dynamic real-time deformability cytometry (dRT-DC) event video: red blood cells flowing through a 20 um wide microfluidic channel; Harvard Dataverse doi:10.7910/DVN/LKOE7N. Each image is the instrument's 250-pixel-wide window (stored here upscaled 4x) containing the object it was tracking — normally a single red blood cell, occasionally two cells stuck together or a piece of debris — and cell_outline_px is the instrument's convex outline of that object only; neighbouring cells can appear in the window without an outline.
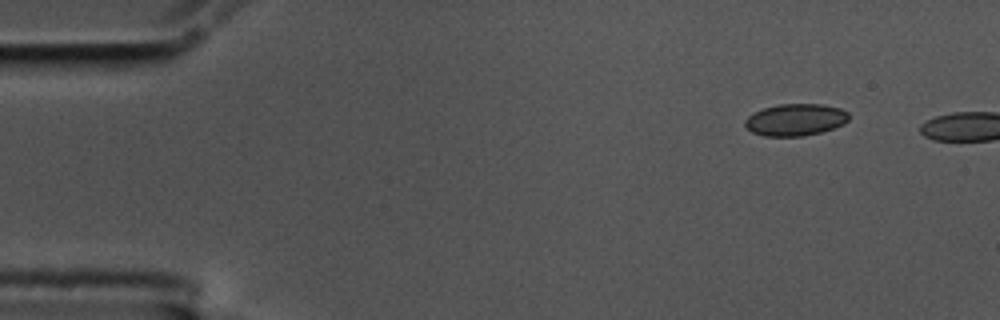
{"species": "common noctule bat (a hibernating species)", "species_latin": "Nyctalus noctula", "temperature_condition": "cold", "stored_images_in_passage": 4, "camera_frame_rate_fps": 3000, "um_per_image_px": 0.085, "animal": {"sex": "male", "body_mass_g": 17.5, "forearm_length_mm": 52.3}, "frame": {"image": 1, "passage_image": 1, "time_ms": 0.0, "image_size_px": [1000, 320], "cell_outline_px": [[848, 120], [844, 124], [820, 132], [804, 136], [764, 136], [752, 132], [744, 124], [744, 120], [752, 112], [776, 104], [824, 104], [840, 108], [848, 112]], "centroid_in_image_um": [67.59, 10.17], "position_along_channel_um": 17.4, "area_um2": 19.42}}